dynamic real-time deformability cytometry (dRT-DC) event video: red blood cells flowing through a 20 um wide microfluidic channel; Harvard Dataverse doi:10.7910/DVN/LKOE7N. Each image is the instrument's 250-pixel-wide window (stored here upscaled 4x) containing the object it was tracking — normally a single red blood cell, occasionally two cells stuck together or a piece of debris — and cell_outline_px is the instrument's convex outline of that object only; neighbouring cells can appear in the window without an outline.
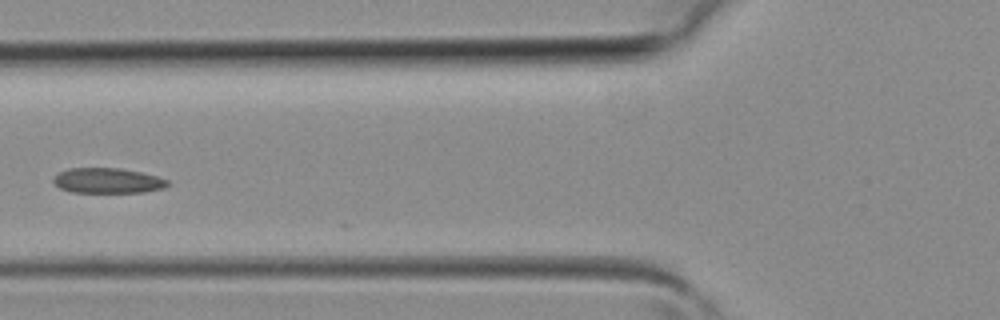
{"species": "common noctule bat (a hibernating species)", "species_latin": "Nyctalus noctula", "temperature_condition": "room temperature", "stored_images_in_passage": 5, "camera_frame_rate_fps": 3000, "um_per_image_px": 0.085, "animal": {"sex": "female", "body_mass_g": 19.3, "forearm_length_mm": 54.1}, "frame": {"image": 1, "passage_image": 5, "time_ms": 1.333, "image_size_px": [1000, 320], "cell_outline_px": [[172, 184], [164, 188], [144, 192], [72, 192], [60, 188], [52, 180], [52, 176], [68, 168], [120, 168], [140, 172], [156, 176], [168, 180]], "centroid_in_image_um": [9.16, 15.35], "position_along_channel_um": 116.6, "area_um2": 16.82}}